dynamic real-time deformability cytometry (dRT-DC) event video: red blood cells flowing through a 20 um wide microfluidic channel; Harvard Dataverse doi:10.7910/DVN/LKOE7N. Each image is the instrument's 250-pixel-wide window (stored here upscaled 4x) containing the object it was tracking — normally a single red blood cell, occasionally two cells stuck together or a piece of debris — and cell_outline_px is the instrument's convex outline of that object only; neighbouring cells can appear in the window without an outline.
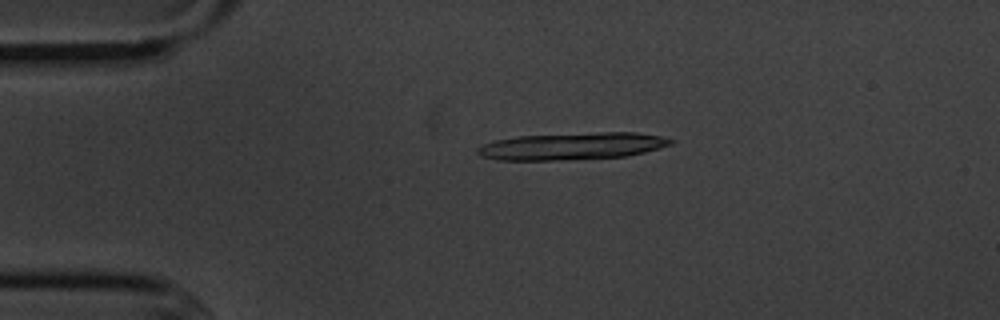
{"species": "common noctule bat (a hibernating species)", "species_latin": "Nyctalus noctula", "temperature_condition": "cold", "stored_images_in_passage": 3, "camera_frame_rate_fps": 3000, "um_per_image_px": 0.085, "animal": {"sex": "male", "body_mass_g": 20.1, "forearm_length_mm": 53.5}, "frame": {"image": 1, "passage_image": 2, "time_ms": 2.0, "image_size_px": [1000, 320], "cell_outline_px": [[672, 144], [644, 152], [628, 156], [560, 160], [500, 160], [480, 156], [476, 152], [476, 148], [484, 144], [496, 140], [520, 136], [604, 132], [636, 132], [660, 136], [672, 140]], "centroid_in_image_um": [48.61, 12.43], "position_along_channel_um": 36.4, "area_um2": 30.29}}